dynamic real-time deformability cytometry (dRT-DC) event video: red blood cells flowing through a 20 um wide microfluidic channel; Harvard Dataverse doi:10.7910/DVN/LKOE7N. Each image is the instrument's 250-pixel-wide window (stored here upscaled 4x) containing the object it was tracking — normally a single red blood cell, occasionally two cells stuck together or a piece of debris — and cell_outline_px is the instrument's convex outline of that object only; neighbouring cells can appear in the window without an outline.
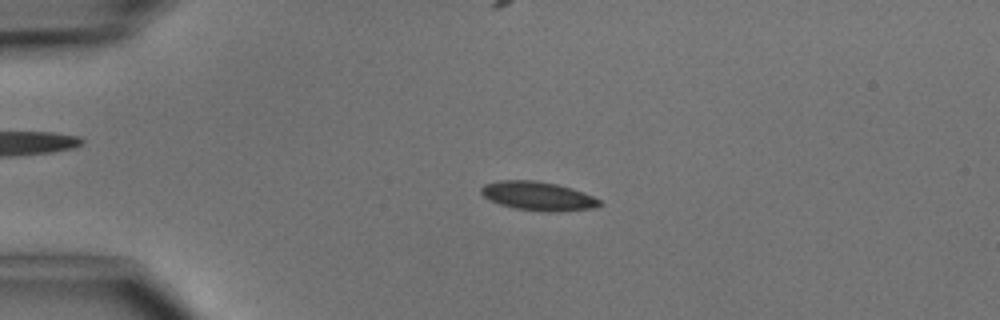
{"species": "common noctule bat (a hibernating species)", "species_latin": "Nyctalus noctula", "temperature_condition": "cold", "stored_images_in_passage": 6, "camera_frame_rate_fps": 3000, "um_per_image_px": 0.085, "animal": {"sex": "male", "body_mass_g": 15.6}, "frame": {"image": 1, "passage_image": 2, "time_ms": 1.0, "image_size_px": [1000, 320], "cell_outline_px": [[604, 204], [592, 208], [556, 212], [544, 212], [516, 208], [500, 204], [488, 200], [480, 192], [480, 188], [484, 184], [500, 180], [536, 180], [556, 184], [592, 196], [600, 200]], "centroid_in_image_um": [45.69, 16.67], "position_along_channel_um": 39.3, "area_um2": 19.77}}
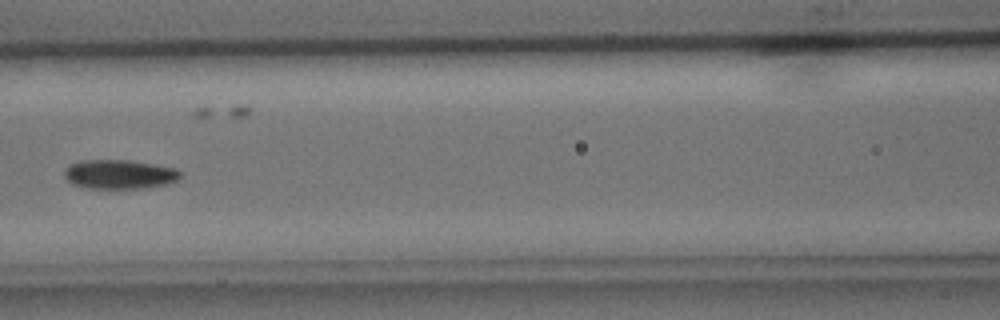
{"frame": {"image": 2, "passage_image": 5, "time_ms": 4.667, "image_size_px": [1000, 320], "cell_outline_px": [[180, 176], [176, 180], [164, 184], [148, 188], [88, 188], [72, 184], [64, 176], [64, 168], [68, 164], [80, 160], [132, 160], [176, 168], [180, 172]], "centroid_in_image_um": [10.1, 14.8], "position_along_channel_um": 156.5, "area_um2": 19.83}}
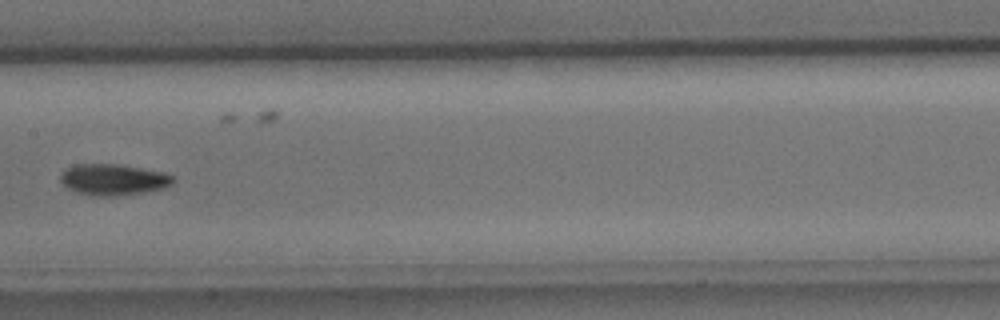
{"frame": {"image": 3, "passage_image": 6, "time_ms": 5.667, "image_size_px": [1000, 320], "cell_outline_px": [[176, 180], [172, 184], [164, 188], [140, 192], [112, 196], [92, 196], [76, 192], [68, 188], [60, 180], [60, 176], [64, 168], [76, 164], [116, 164], [164, 172], [172, 176]], "centroid_in_image_um": [9.6, 15.26], "position_along_channel_um": 197.8, "area_um2": 20.35}}